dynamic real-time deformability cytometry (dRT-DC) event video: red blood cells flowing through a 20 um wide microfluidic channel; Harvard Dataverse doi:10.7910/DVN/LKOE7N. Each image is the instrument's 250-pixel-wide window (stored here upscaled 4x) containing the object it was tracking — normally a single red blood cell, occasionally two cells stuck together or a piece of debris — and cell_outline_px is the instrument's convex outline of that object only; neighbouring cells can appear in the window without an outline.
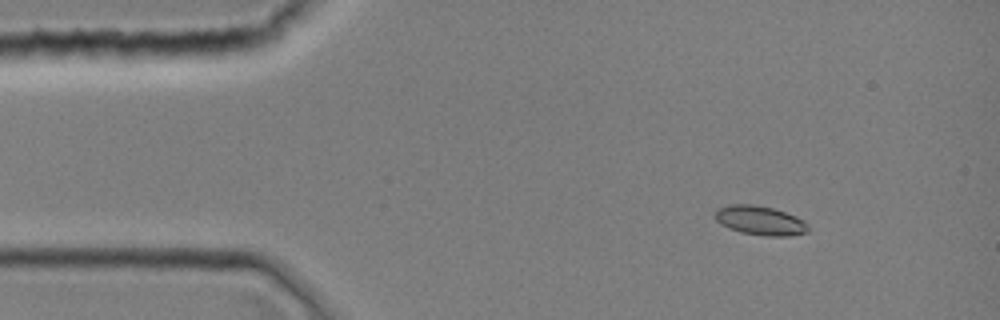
{"species": "common noctule bat (a hibernating species)", "species_latin": "Nyctalus noctula", "temperature_condition": "room temperature", "stored_images_in_passage": 1, "camera_frame_rate_fps": 3000, "um_per_image_px": 0.085, "animal": {"sex": "female", "body_mass_g": 19.0, "forearm_length_mm": 51.5}, "frame": {"image": 1, "passage_image": 1, "time_ms": 0.0, "image_size_px": [1000, 320], "cell_outline_px": [[808, 232], [792, 236], [764, 236], [740, 232], [728, 228], [720, 224], [716, 220], [716, 208], [728, 204], [756, 204], [772, 208], [796, 216], [804, 220], [808, 224]], "centroid_in_image_um": [64.61, 18.74], "position_along_channel_um": 20.4, "area_um2": 16.07}}